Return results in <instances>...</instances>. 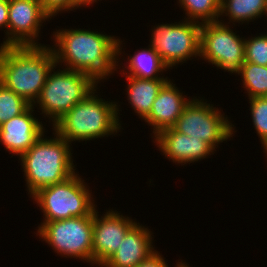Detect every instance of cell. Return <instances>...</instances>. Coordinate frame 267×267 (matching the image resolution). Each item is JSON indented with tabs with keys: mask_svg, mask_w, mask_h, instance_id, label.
<instances>
[{
	"mask_svg": "<svg viewBox=\"0 0 267 267\" xmlns=\"http://www.w3.org/2000/svg\"><path fill=\"white\" fill-rule=\"evenodd\" d=\"M53 33L55 44L51 48L56 65L88 74L98 83L120 69L117 66L124 43L119 38L80 28L56 29Z\"/></svg>",
	"mask_w": 267,
	"mask_h": 267,
	"instance_id": "cell-1",
	"label": "cell"
},
{
	"mask_svg": "<svg viewBox=\"0 0 267 267\" xmlns=\"http://www.w3.org/2000/svg\"><path fill=\"white\" fill-rule=\"evenodd\" d=\"M54 66L51 46H0V82L31 105L39 98Z\"/></svg>",
	"mask_w": 267,
	"mask_h": 267,
	"instance_id": "cell-2",
	"label": "cell"
},
{
	"mask_svg": "<svg viewBox=\"0 0 267 267\" xmlns=\"http://www.w3.org/2000/svg\"><path fill=\"white\" fill-rule=\"evenodd\" d=\"M98 86L75 104L52 127L69 144L114 136L120 132L121 121L117 102L105 101L97 94ZM120 121V122H119ZM116 133V134H115Z\"/></svg>",
	"mask_w": 267,
	"mask_h": 267,
	"instance_id": "cell-3",
	"label": "cell"
},
{
	"mask_svg": "<svg viewBox=\"0 0 267 267\" xmlns=\"http://www.w3.org/2000/svg\"><path fill=\"white\" fill-rule=\"evenodd\" d=\"M53 134L54 138L47 139L43 133L19 157L30 197L39 189L60 183L76 173L70 146L72 144L55 131Z\"/></svg>",
	"mask_w": 267,
	"mask_h": 267,
	"instance_id": "cell-4",
	"label": "cell"
},
{
	"mask_svg": "<svg viewBox=\"0 0 267 267\" xmlns=\"http://www.w3.org/2000/svg\"><path fill=\"white\" fill-rule=\"evenodd\" d=\"M56 68L59 66L51 69L33 105L37 107L39 104L40 114L50 119L52 126L99 84L88 74L66 68L55 71Z\"/></svg>",
	"mask_w": 267,
	"mask_h": 267,
	"instance_id": "cell-5",
	"label": "cell"
},
{
	"mask_svg": "<svg viewBox=\"0 0 267 267\" xmlns=\"http://www.w3.org/2000/svg\"><path fill=\"white\" fill-rule=\"evenodd\" d=\"M88 187L76 172L60 183L39 189L30 198L42 210L43 221L83 217L97 209L95 198Z\"/></svg>",
	"mask_w": 267,
	"mask_h": 267,
	"instance_id": "cell-6",
	"label": "cell"
},
{
	"mask_svg": "<svg viewBox=\"0 0 267 267\" xmlns=\"http://www.w3.org/2000/svg\"><path fill=\"white\" fill-rule=\"evenodd\" d=\"M36 235L61 257L76 258L93 266V213L57 221H43Z\"/></svg>",
	"mask_w": 267,
	"mask_h": 267,
	"instance_id": "cell-7",
	"label": "cell"
},
{
	"mask_svg": "<svg viewBox=\"0 0 267 267\" xmlns=\"http://www.w3.org/2000/svg\"><path fill=\"white\" fill-rule=\"evenodd\" d=\"M207 102H204L203 98H191L172 128L187 136L203 140L216 151L218 145L230 140L236 131L227 115Z\"/></svg>",
	"mask_w": 267,
	"mask_h": 267,
	"instance_id": "cell-8",
	"label": "cell"
},
{
	"mask_svg": "<svg viewBox=\"0 0 267 267\" xmlns=\"http://www.w3.org/2000/svg\"><path fill=\"white\" fill-rule=\"evenodd\" d=\"M181 21L158 24L151 29L149 46L169 69L193 57H200L201 23L186 19Z\"/></svg>",
	"mask_w": 267,
	"mask_h": 267,
	"instance_id": "cell-9",
	"label": "cell"
},
{
	"mask_svg": "<svg viewBox=\"0 0 267 267\" xmlns=\"http://www.w3.org/2000/svg\"><path fill=\"white\" fill-rule=\"evenodd\" d=\"M223 20L202 23L200 28V58L221 70L236 74L245 62L244 38Z\"/></svg>",
	"mask_w": 267,
	"mask_h": 267,
	"instance_id": "cell-10",
	"label": "cell"
},
{
	"mask_svg": "<svg viewBox=\"0 0 267 267\" xmlns=\"http://www.w3.org/2000/svg\"><path fill=\"white\" fill-rule=\"evenodd\" d=\"M49 19L40 0H9L8 29L0 46H41L40 28Z\"/></svg>",
	"mask_w": 267,
	"mask_h": 267,
	"instance_id": "cell-11",
	"label": "cell"
},
{
	"mask_svg": "<svg viewBox=\"0 0 267 267\" xmlns=\"http://www.w3.org/2000/svg\"><path fill=\"white\" fill-rule=\"evenodd\" d=\"M99 215L98 210L93 212L92 251L93 266L101 267L117 251L121 240L137 221L113 209Z\"/></svg>",
	"mask_w": 267,
	"mask_h": 267,
	"instance_id": "cell-12",
	"label": "cell"
},
{
	"mask_svg": "<svg viewBox=\"0 0 267 267\" xmlns=\"http://www.w3.org/2000/svg\"><path fill=\"white\" fill-rule=\"evenodd\" d=\"M156 143L163 155L173 163L185 165L208 158L215 151L208 143L193 136L166 128L154 136ZM184 163V164H183Z\"/></svg>",
	"mask_w": 267,
	"mask_h": 267,
	"instance_id": "cell-13",
	"label": "cell"
},
{
	"mask_svg": "<svg viewBox=\"0 0 267 267\" xmlns=\"http://www.w3.org/2000/svg\"><path fill=\"white\" fill-rule=\"evenodd\" d=\"M33 109L31 105L0 125V142L9 153L20 157L46 132L42 122L33 116Z\"/></svg>",
	"mask_w": 267,
	"mask_h": 267,
	"instance_id": "cell-14",
	"label": "cell"
},
{
	"mask_svg": "<svg viewBox=\"0 0 267 267\" xmlns=\"http://www.w3.org/2000/svg\"><path fill=\"white\" fill-rule=\"evenodd\" d=\"M153 233L136 223L121 240L117 251L101 267H137L157 250L153 247Z\"/></svg>",
	"mask_w": 267,
	"mask_h": 267,
	"instance_id": "cell-15",
	"label": "cell"
},
{
	"mask_svg": "<svg viewBox=\"0 0 267 267\" xmlns=\"http://www.w3.org/2000/svg\"><path fill=\"white\" fill-rule=\"evenodd\" d=\"M175 85L171 79L163 85L154 100L150 114L144 119L151 128L153 127L151 138L166 128H172L184 107L191 101L186 95L183 96V92Z\"/></svg>",
	"mask_w": 267,
	"mask_h": 267,
	"instance_id": "cell-16",
	"label": "cell"
},
{
	"mask_svg": "<svg viewBox=\"0 0 267 267\" xmlns=\"http://www.w3.org/2000/svg\"><path fill=\"white\" fill-rule=\"evenodd\" d=\"M127 100L134 112L144 120L151 112L155 98L168 79H141L125 76Z\"/></svg>",
	"mask_w": 267,
	"mask_h": 267,
	"instance_id": "cell-17",
	"label": "cell"
},
{
	"mask_svg": "<svg viewBox=\"0 0 267 267\" xmlns=\"http://www.w3.org/2000/svg\"><path fill=\"white\" fill-rule=\"evenodd\" d=\"M127 57L129 63L127 62L128 65L125 64L126 67L120 71L122 76H134L141 79H169L160 76L163 71L169 70V67L150 46L143 48L141 51L138 50L133 56L129 55Z\"/></svg>",
	"mask_w": 267,
	"mask_h": 267,
	"instance_id": "cell-18",
	"label": "cell"
},
{
	"mask_svg": "<svg viewBox=\"0 0 267 267\" xmlns=\"http://www.w3.org/2000/svg\"><path fill=\"white\" fill-rule=\"evenodd\" d=\"M266 11L267 0H221L219 16H228L229 22L224 24H249V21L265 16Z\"/></svg>",
	"mask_w": 267,
	"mask_h": 267,
	"instance_id": "cell-19",
	"label": "cell"
},
{
	"mask_svg": "<svg viewBox=\"0 0 267 267\" xmlns=\"http://www.w3.org/2000/svg\"><path fill=\"white\" fill-rule=\"evenodd\" d=\"M237 74L242 78L248 99L267 96V66L244 62Z\"/></svg>",
	"mask_w": 267,
	"mask_h": 267,
	"instance_id": "cell-20",
	"label": "cell"
},
{
	"mask_svg": "<svg viewBox=\"0 0 267 267\" xmlns=\"http://www.w3.org/2000/svg\"><path fill=\"white\" fill-rule=\"evenodd\" d=\"M185 11L184 19L198 23H210L220 18L221 0H177ZM201 20V21H199Z\"/></svg>",
	"mask_w": 267,
	"mask_h": 267,
	"instance_id": "cell-21",
	"label": "cell"
},
{
	"mask_svg": "<svg viewBox=\"0 0 267 267\" xmlns=\"http://www.w3.org/2000/svg\"><path fill=\"white\" fill-rule=\"evenodd\" d=\"M31 104L0 82V125L25 112Z\"/></svg>",
	"mask_w": 267,
	"mask_h": 267,
	"instance_id": "cell-22",
	"label": "cell"
},
{
	"mask_svg": "<svg viewBox=\"0 0 267 267\" xmlns=\"http://www.w3.org/2000/svg\"><path fill=\"white\" fill-rule=\"evenodd\" d=\"M253 127L262 147L267 143V96L249 99Z\"/></svg>",
	"mask_w": 267,
	"mask_h": 267,
	"instance_id": "cell-23",
	"label": "cell"
},
{
	"mask_svg": "<svg viewBox=\"0 0 267 267\" xmlns=\"http://www.w3.org/2000/svg\"><path fill=\"white\" fill-rule=\"evenodd\" d=\"M245 62L267 66V32L245 39Z\"/></svg>",
	"mask_w": 267,
	"mask_h": 267,
	"instance_id": "cell-24",
	"label": "cell"
},
{
	"mask_svg": "<svg viewBox=\"0 0 267 267\" xmlns=\"http://www.w3.org/2000/svg\"><path fill=\"white\" fill-rule=\"evenodd\" d=\"M43 10L51 17L65 11L77 10L74 0H40Z\"/></svg>",
	"mask_w": 267,
	"mask_h": 267,
	"instance_id": "cell-25",
	"label": "cell"
},
{
	"mask_svg": "<svg viewBox=\"0 0 267 267\" xmlns=\"http://www.w3.org/2000/svg\"><path fill=\"white\" fill-rule=\"evenodd\" d=\"M137 267H169L165 258L156 251L147 260L140 263Z\"/></svg>",
	"mask_w": 267,
	"mask_h": 267,
	"instance_id": "cell-26",
	"label": "cell"
},
{
	"mask_svg": "<svg viewBox=\"0 0 267 267\" xmlns=\"http://www.w3.org/2000/svg\"><path fill=\"white\" fill-rule=\"evenodd\" d=\"M8 8L9 0H0V28L8 29Z\"/></svg>",
	"mask_w": 267,
	"mask_h": 267,
	"instance_id": "cell-27",
	"label": "cell"
},
{
	"mask_svg": "<svg viewBox=\"0 0 267 267\" xmlns=\"http://www.w3.org/2000/svg\"><path fill=\"white\" fill-rule=\"evenodd\" d=\"M97 1L99 0H74V6L79 9L82 6L88 7V5L90 6L94 4L95 2L98 3Z\"/></svg>",
	"mask_w": 267,
	"mask_h": 267,
	"instance_id": "cell-28",
	"label": "cell"
},
{
	"mask_svg": "<svg viewBox=\"0 0 267 267\" xmlns=\"http://www.w3.org/2000/svg\"><path fill=\"white\" fill-rule=\"evenodd\" d=\"M182 261L183 260H181V262L178 261L175 267H190L188 266L189 264L182 262Z\"/></svg>",
	"mask_w": 267,
	"mask_h": 267,
	"instance_id": "cell-29",
	"label": "cell"
},
{
	"mask_svg": "<svg viewBox=\"0 0 267 267\" xmlns=\"http://www.w3.org/2000/svg\"><path fill=\"white\" fill-rule=\"evenodd\" d=\"M262 148L264 149L265 154H266V156H267V143H266Z\"/></svg>",
	"mask_w": 267,
	"mask_h": 267,
	"instance_id": "cell-30",
	"label": "cell"
}]
</instances>
